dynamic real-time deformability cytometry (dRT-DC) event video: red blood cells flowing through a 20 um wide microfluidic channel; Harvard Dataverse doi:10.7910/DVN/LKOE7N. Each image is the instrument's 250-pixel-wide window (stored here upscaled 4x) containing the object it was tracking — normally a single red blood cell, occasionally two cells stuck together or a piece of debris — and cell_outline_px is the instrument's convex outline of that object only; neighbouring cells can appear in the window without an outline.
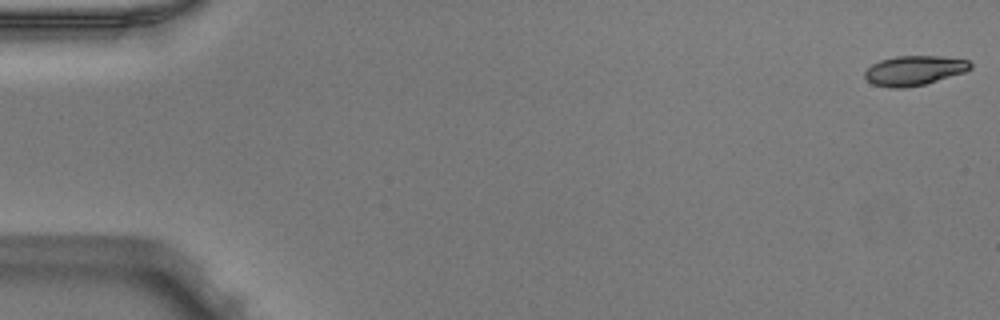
{"species": "Egyptian fruit bat (a non-hibernating species)", "species_latin": "Rousettus aegyptiacus", "temperature_condition": "warm", "stored_images_in_passage": 51, "camera_frame_rate_fps": 3000, "um_per_image_px": 0.085, "animal": {"sex": "male"}, "frame": {"image": 1, "passage_image": 1, "time_ms": 0.0, "image_size_px": [1000, 320], "cell_outline_px": [[972, 68], [964, 72], [924, 84], [904, 88], [892, 88], [872, 84], [864, 76], [864, 72], [872, 64], [880, 60], [896, 56], [944, 56], [968, 60], [972, 64]], "centroid_in_image_um": [77.7, 5.98], "position_along_channel_um": 7.3, "area_um2": 18.21}}
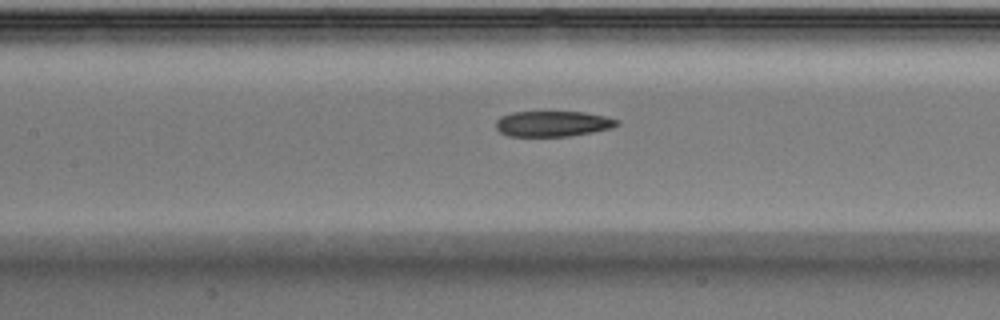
{"frame": {"image": 2, "passage_image": 24, "time_ms": 7.667, "image_size_px": [1000, 320], "cell_outline_px": [[620, 124], [612, 128], [592, 132], [568, 136], [508, 136], [500, 132], [496, 128], [496, 120], [500, 116], [512, 112], [584, 112], [604, 116], [620, 120]], "centroid_in_image_um": [46.99, 10.51], "position_along_channel_um": 160.4, "area_um2": 18.09}}
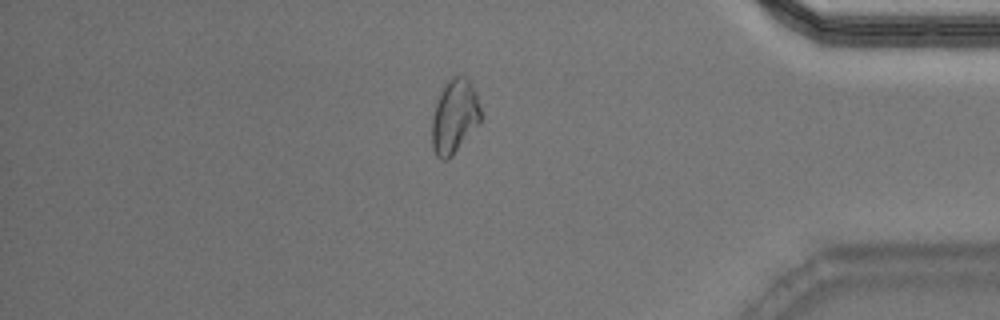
{"frame": {"image": 3, "passage_image": 44, "time_ms": 14.333, "image_size_px": [1000, 320], "cell_outline_px": [[480, 124], [452, 156], [448, 160], [440, 160], [436, 156], [432, 148], [432, 116], [436, 100], [444, 84], [452, 76], [460, 76], [468, 80], [476, 92], [480, 108]], "centroid_in_image_um": [38.61, 9.93], "position_along_channel_um": 396.6, "area_um2": 21.27}, "authors_computed_cell_mechanics": {"area_um2": 18.9006, "velocity_mm_per_s": 3.9769, "shape_relaxation_time_tau1_ms": null, "shape_relaxation_time_tau2_ms": 4.8209, "deformation_change_tau1": null, "deformation_change_tau2": 0.1218}}